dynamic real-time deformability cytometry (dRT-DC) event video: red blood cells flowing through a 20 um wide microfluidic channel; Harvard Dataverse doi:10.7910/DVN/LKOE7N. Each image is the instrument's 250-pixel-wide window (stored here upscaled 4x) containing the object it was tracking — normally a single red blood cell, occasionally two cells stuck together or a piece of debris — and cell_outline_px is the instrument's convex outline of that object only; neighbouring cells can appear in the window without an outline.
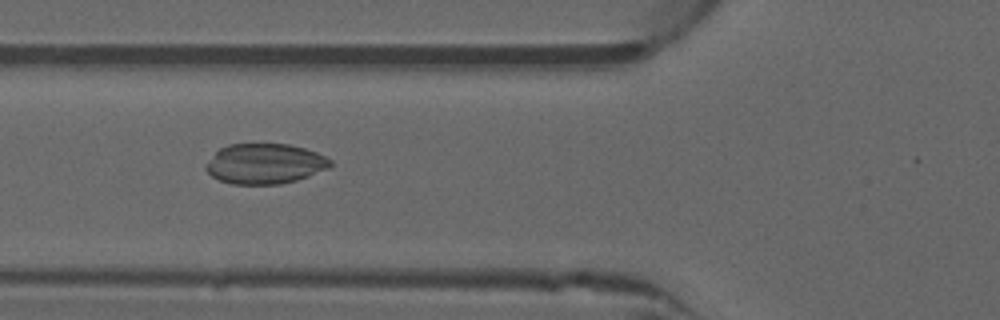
{"species": "common noctule bat (a hibernating species)", "species_latin": "Nyctalus noctula", "temperature_condition": "warm", "stored_images_in_passage": 36, "camera_frame_rate_fps": 3000, "um_per_image_px": 0.085, "animal": {"sex": "male", "forearm_length_mm": 52.5}, "frame": {"image": 1, "passage_image": 10, "time_ms": 3.0, "image_size_px": [1000, 320], "cell_outline_px": [[332, 164], [328, 168], [308, 176], [296, 180], [280, 184], [232, 184], [220, 180], [212, 176], [204, 168], [204, 164], [220, 148], [228, 144], [288, 144], [304, 148], [316, 152], [332, 160]], "centroid_in_image_um": [22.49, 13.91], "position_along_channel_um": 103.3, "area_um2": 29.13}}
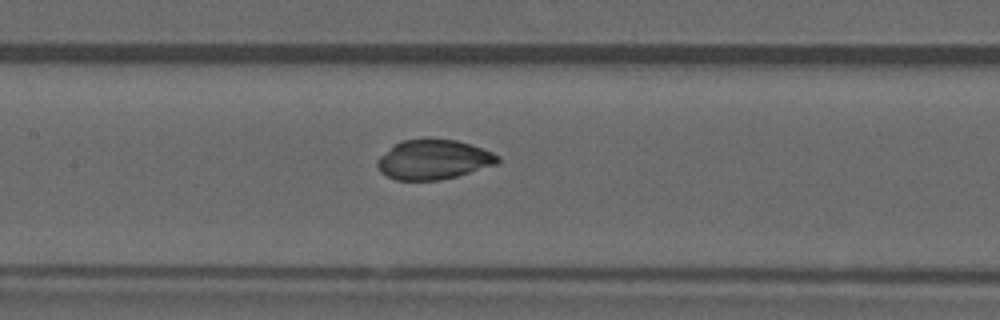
{"frame": {"image": 2, "passage_image": 15, "time_ms": 4.667, "image_size_px": [1000, 320], "cell_outline_px": [[500, 160], [496, 164], [456, 176], [440, 180], [396, 180], [380, 172], [376, 164], [376, 160], [392, 144], [400, 140], [424, 136], [428, 136], [456, 140], [492, 152], [500, 156]], "centroid_in_image_um": [36.78, 13.52], "position_along_channel_um": 170.6, "area_um2": 28.38}}